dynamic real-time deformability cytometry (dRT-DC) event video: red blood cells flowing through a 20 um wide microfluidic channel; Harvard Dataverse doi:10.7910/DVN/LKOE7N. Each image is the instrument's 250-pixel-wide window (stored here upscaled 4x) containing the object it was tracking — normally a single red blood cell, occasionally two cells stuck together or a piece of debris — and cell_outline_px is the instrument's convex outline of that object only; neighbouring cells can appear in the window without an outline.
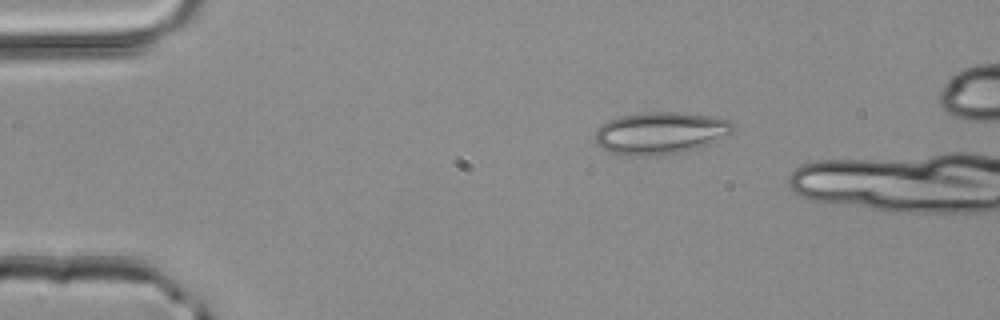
{"species": "common noctule bat (a hibernating species)", "species_latin": "Nyctalus noctula", "temperature_condition": "room temperature", "stored_images_in_passage": 7, "camera_frame_rate_fps": 3000, "um_per_image_px": 0.085, "animal": {"sex": "male", "body_mass_g": 20.4}, "frame": {"image": 1, "passage_image": 1, "time_ms": 0.0, "image_size_px": [1000, 320], "cell_outline_px": [[732, 132], [696, 148], [680, 152], [660, 156], [628, 156], [612, 152], [600, 148], [596, 144], [596, 128], [600, 124], [608, 120], [620, 116], [640, 112], [680, 112], [712, 116], [728, 120], [732, 124]], "centroid_in_image_um": [56.04, 11.3], "position_along_channel_um": 29.0, "area_um2": 33.81}}